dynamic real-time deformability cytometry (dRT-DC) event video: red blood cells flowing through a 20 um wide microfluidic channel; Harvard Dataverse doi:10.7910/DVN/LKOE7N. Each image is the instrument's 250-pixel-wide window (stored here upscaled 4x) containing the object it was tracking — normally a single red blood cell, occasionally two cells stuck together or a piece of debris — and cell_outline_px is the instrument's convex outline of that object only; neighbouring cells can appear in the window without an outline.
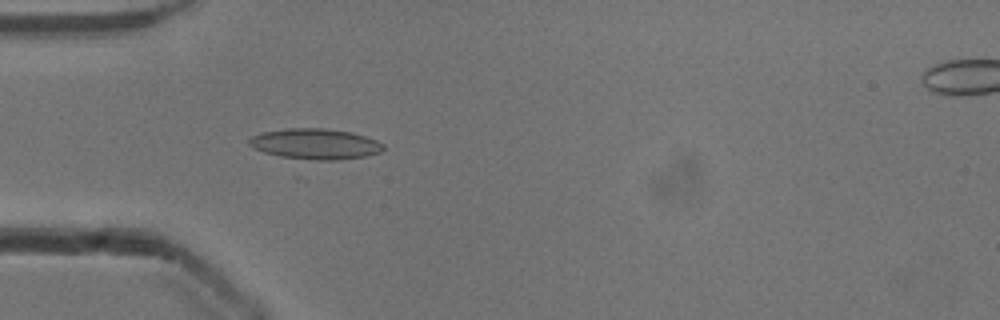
{"species": "common noctule bat (a hibernating species)", "species_latin": "Nyctalus noctula", "temperature_condition": "cold", "stored_images_in_passage": 51, "camera_frame_rate_fps": 3000, "um_per_image_px": 0.085, "animal": {"sex": "male", "body_mass_g": 13.3}, "frame": {"image": 1, "passage_image": 15, "time_ms": 4.667, "image_size_px": [1000, 320], "cell_outline_px": [[384, 148], [380, 152], [368, 156], [340, 160], [296, 160], [264, 152], [252, 148], [248, 144], [248, 140], [252, 136], [260, 132], [288, 128], [324, 128], [352, 132], [376, 140], [384, 144]], "centroid_in_image_um": [26.77, 12.25], "position_along_channel_um": 58.2, "area_um2": 24.39}}
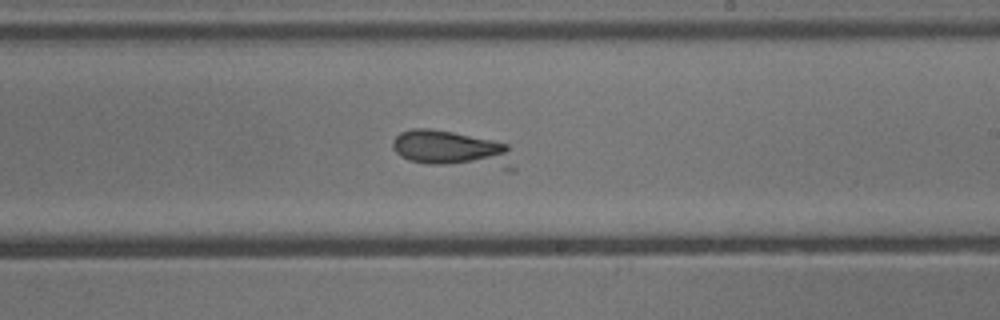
{"frame": {"image": 2, "passage_image": 30, "time_ms": 9.667, "image_size_px": [1000, 320], "cell_outline_px": [[516, 172], [508, 172], [428, 164], [408, 160], [400, 156], [392, 148], [392, 140], [400, 132], [412, 128], [428, 128], [452, 132], [492, 140], [508, 144], [516, 168]], "centroid_in_image_um": [38.53, 12.75], "position_along_channel_um": 250.5, "area_um2": 27.17}}
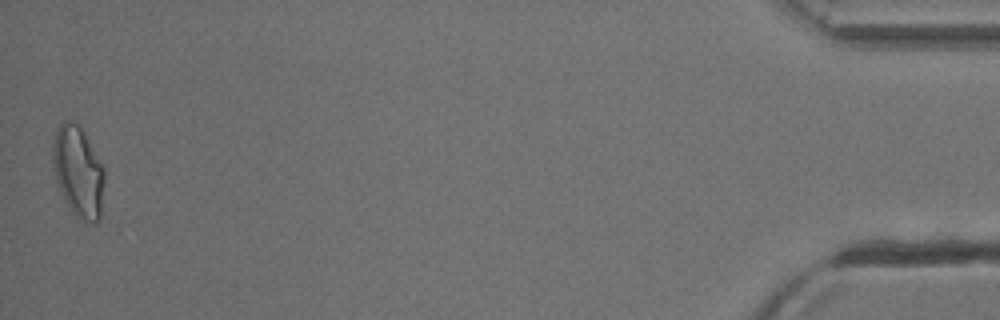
{"frame": {"image": 3, "passage_image": 51, "time_ms": 16.667, "image_size_px": [1000, 320], "cell_outline_px": [[104, 180], [100, 220], [96, 224], [92, 224], [76, 216], [64, 200], [56, 180], [52, 168], [52, 144], [56, 128], [64, 120], [72, 120], [80, 124], [104, 168]], "centroid_in_image_um": [6.63, 14.56], "position_along_channel_um": 428.6, "area_um2": 27.74}}